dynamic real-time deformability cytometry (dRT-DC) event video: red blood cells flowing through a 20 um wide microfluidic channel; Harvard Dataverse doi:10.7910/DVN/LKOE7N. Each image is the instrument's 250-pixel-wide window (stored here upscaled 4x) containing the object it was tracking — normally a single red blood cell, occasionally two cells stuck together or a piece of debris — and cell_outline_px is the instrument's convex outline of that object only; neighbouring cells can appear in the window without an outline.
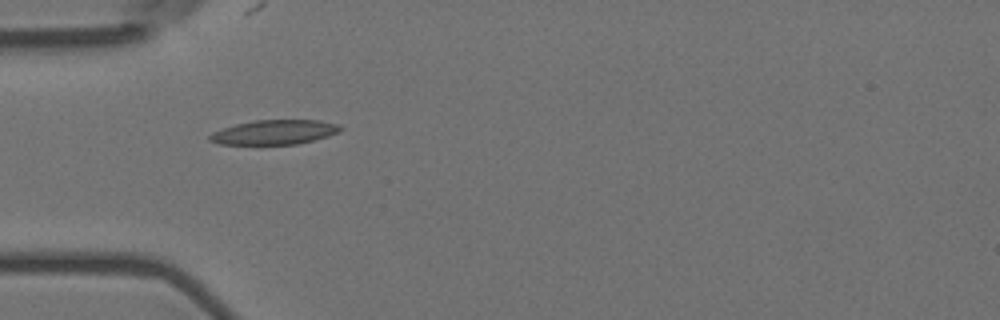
{"species": "Egyptian fruit bat (a non-hibernating species)", "species_latin": "Rousettus aegyptiacus", "temperature_condition": "room temperature", "stored_images_in_passage": 3, "camera_frame_rate_fps": 3000, "um_per_image_px": 0.085, "animal": {"sex": "female"}, "frame": {"image": 1, "passage_image": 1, "time_ms": 0.0, "image_size_px": [1000, 320], "cell_outline_px": [[344, 128], [340, 132], [328, 136], [296, 144], [220, 144], [208, 140], [208, 136], [212, 132], [236, 124], [256, 120], [320, 120], [340, 124]], "centroid_in_image_um": [23.36, 11.23], "position_along_channel_um": 61.6, "area_um2": 18.67}}
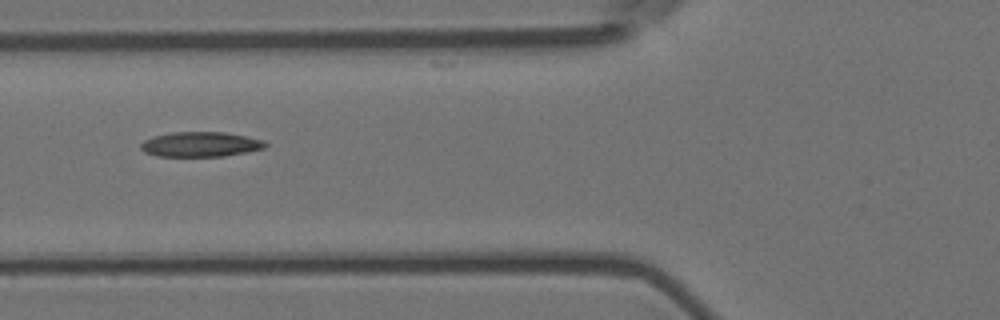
{"frame": {"image": 2, "passage_image": 2, "time_ms": 0.333, "image_size_px": [1000, 320], "cell_outline_px": [[268, 144], [264, 148], [248, 152], [224, 156], [156, 156], [144, 152], [140, 148], [140, 144], [144, 140], [152, 136], [172, 132], [224, 132], [264, 140]], "centroid_in_image_um": [17.02, 12.27], "position_along_channel_um": 108.8, "area_um2": 18.15}}
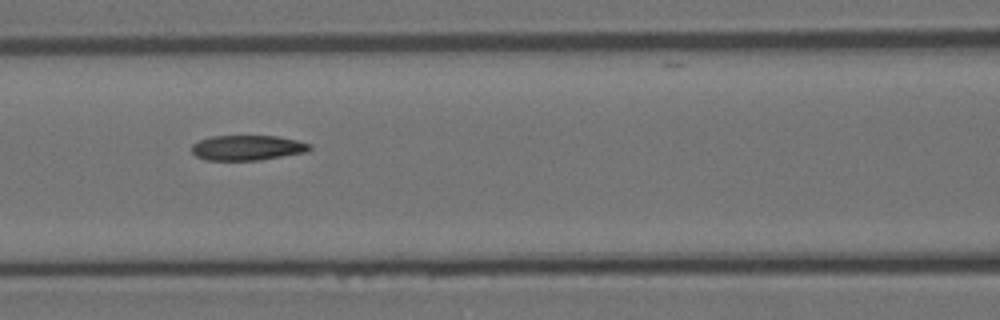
{"frame": {"image": 3, "passage_image": 3, "time_ms": 0.667, "image_size_px": [1000, 320], "cell_outline_px": [[312, 148], [308, 152], [260, 160], [204, 160], [196, 156], [192, 152], [192, 144], [200, 140], [212, 136], [276, 136], [296, 140], [312, 144]], "centroid_in_image_um": [21.05, 12.56], "position_along_channel_um": 145.6, "area_um2": 17.34}}